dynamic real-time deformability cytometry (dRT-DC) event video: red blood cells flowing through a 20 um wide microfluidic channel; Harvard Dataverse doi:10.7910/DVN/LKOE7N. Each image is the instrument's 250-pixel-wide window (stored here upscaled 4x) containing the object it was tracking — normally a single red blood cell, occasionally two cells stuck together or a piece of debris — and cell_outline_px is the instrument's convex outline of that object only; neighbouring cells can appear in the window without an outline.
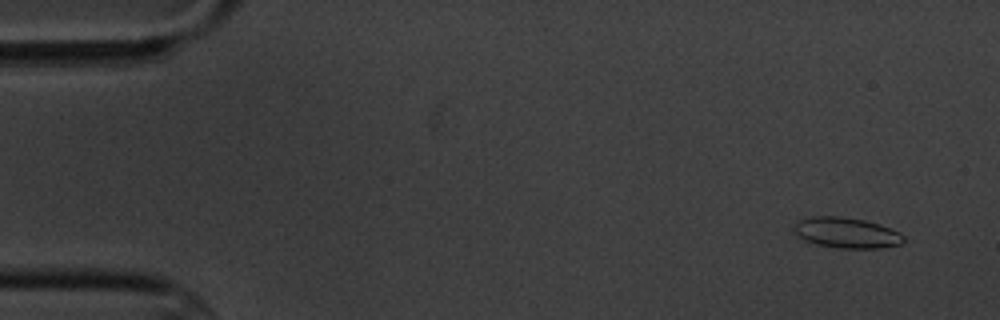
{"species": "common noctule bat (a hibernating species)", "species_latin": "Nyctalus noctula", "temperature_condition": "cold", "stored_images_in_passage": 7, "camera_frame_rate_fps": 3000, "um_per_image_px": 0.085, "animal": {"sex": "male", "body_mass_g": 20.1, "forearm_length_mm": 53.5}, "frame": {"image": 1, "passage_image": 2, "time_ms": 1.0, "image_size_px": [1000, 320], "cell_outline_px": [[904, 240], [900, 244], [880, 248], [840, 248], [816, 244], [804, 240], [796, 236], [796, 220], [812, 216], [840, 216], [864, 220], [880, 224], [900, 232], [904, 236]], "centroid_in_image_um": [71.96, 19.78], "position_along_channel_um": 13.0, "area_um2": 19.54}}
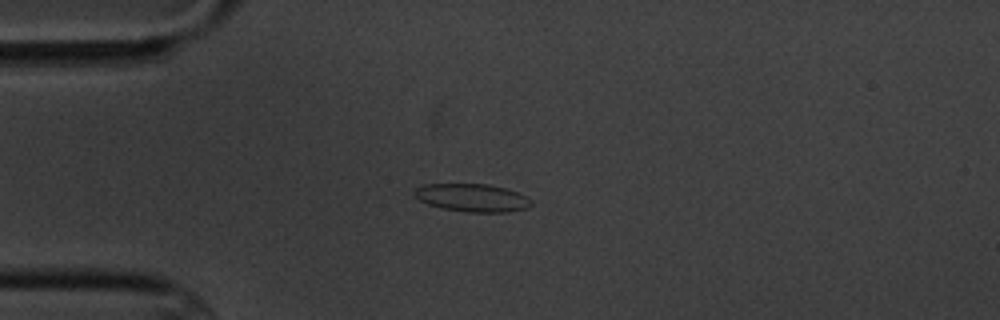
{"frame": {"image": 2, "passage_image": 5, "time_ms": 4.667, "image_size_px": [1000, 320], "cell_outline_px": [[532, 204], [528, 208], [508, 212], [468, 212], [444, 208], [428, 204], [420, 200], [412, 192], [416, 188], [424, 184], [488, 184], [504, 188], [516, 192], [532, 200]], "centroid_in_image_um": [40.14, 16.81], "position_along_channel_um": 44.9, "area_um2": 18.84}}